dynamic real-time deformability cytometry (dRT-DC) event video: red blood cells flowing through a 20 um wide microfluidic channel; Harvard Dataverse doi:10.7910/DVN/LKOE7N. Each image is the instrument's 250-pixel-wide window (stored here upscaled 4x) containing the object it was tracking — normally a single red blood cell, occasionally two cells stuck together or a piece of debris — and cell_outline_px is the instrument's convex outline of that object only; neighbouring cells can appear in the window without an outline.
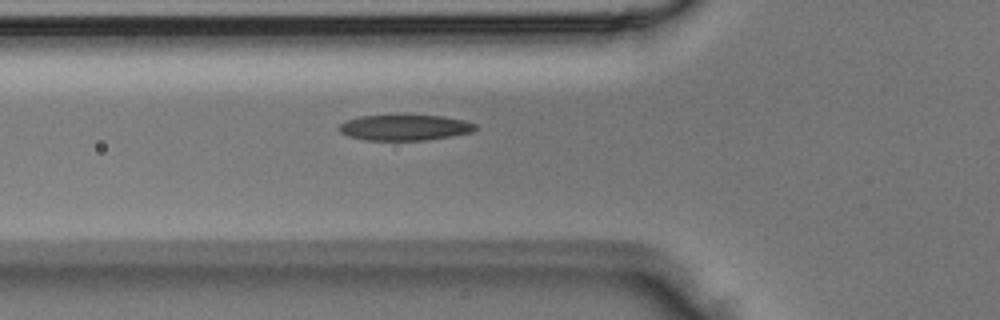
{"species": "Egyptian fruit bat (a non-hibernating species)", "species_latin": "Rousettus aegyptiacus", "temperature_condition": "room temperature", "stored_images_in_passage": 3, "camera_frame_rate_fps": 3000, "um_per_image_px": 0.085, "animal": {"sex": "male"}, "frame": {"image": 1, "passage_image": 3, "time_ms": 0.667, "image_size_px": [1000, 320], "cell_outline_px": [[476, 128], [472, 132], [452, 136], [428, 140], [364, 140], [348, 136], [340, 132], [336, 128], [340, 124], [348, 120], [360, 116], [400, 112], [444, 116], [464, 120], [476, 124]], "centroid_in_image_um": [34.38, 10.79], "position_along_channel_um": 91.4, "area_um2": 21.5}}